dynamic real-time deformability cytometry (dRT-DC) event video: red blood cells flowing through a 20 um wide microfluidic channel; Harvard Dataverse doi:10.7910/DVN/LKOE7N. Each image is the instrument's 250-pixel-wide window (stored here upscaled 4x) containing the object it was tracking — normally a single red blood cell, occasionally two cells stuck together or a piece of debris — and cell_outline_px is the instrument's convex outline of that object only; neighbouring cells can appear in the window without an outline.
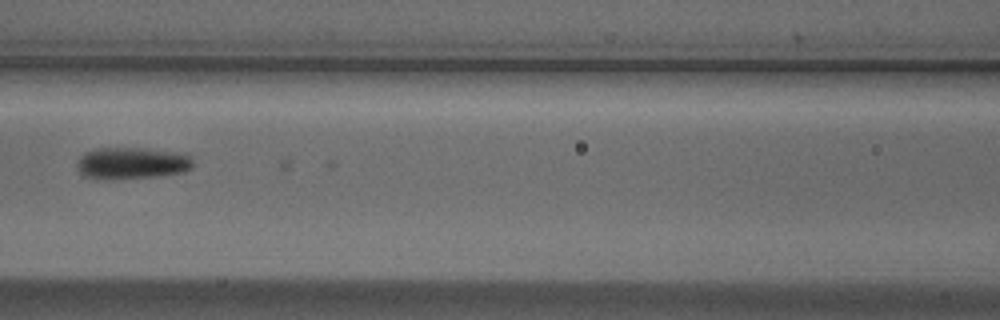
{"species": "Egyptian fruit bat (a non-hibernating species)", "species_latin": "Rousettus aegyptiacus", "temperature_condition": "cold", "stored_images_in_passage": 12, "camera_frame_rate_fps": 3000, "um_per_image_px": 0.085, "animal": {"sex": "male"}, "frame": {"image": 1, "passage_image": 7, "time_ms": 2.0, "image_size_px": [1000, 320], "cell_outline_px": [[192, 168], [184, 172], [160, 176], [116, 180], [84, 176], [76, 168], [76, 160], [84, 152], [96, 148], [144, 148], [188, 152], [192, 156]], "centroid_in_image_um": [11.25, 13.86], "position_along_channel_um": 155.4, "area_um2": 22.2}}